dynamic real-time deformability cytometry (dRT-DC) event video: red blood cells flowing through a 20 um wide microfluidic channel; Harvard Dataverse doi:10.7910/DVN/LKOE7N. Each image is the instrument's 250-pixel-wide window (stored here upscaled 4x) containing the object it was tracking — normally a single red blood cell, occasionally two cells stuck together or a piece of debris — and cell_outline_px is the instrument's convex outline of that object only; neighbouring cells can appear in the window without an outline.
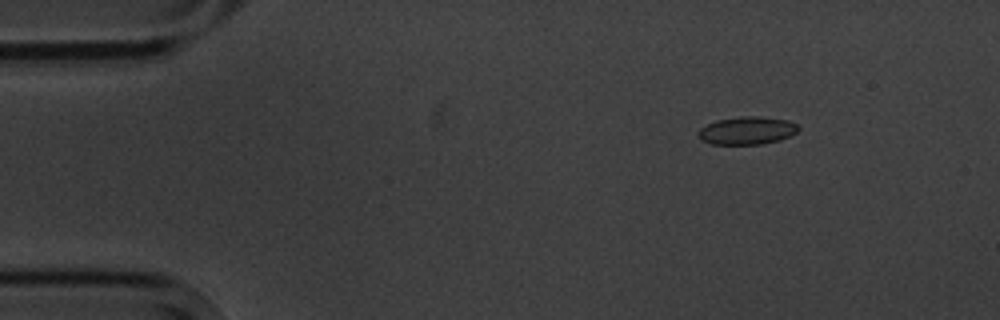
{"species": "common noctule bat (a hibernating species)", "species_latin": "Nyctalus noctula", "temperature_condition": "cold", "stored_images_in_passage": 11, "camera_frame_rate_fps": 3000, "um_per_image_px": 0.085, "animal": {"sex": "male", "body_mass_g": 20.1, "forearm_length_mm": 53.5}, "frame": {"image": 1, "passage_image": 2, "time_ms": 2.0, "image_size_px": [1000, 320], "cell_outline_px": [[800, 128], [796, 132], [780, 140], [760, 144], [712, 144], [700, 140], [696, 132], [700, 128], [716, 120], [740, 116], [756, 116], [788, 120], [796, 124]], "centroid_in_image_um": [63.46, 11.09], "position_along_channel_um": 21.5, "area_um2": 16.24}}
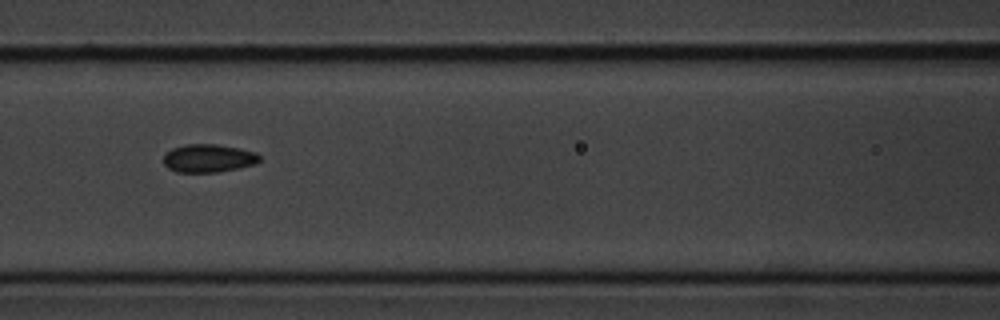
{"frame": {"image": 2, "passage_image": 7, "time_ms": 7.667, "image_size_px": [1000, 320], "cell_outline_px": [[260, 160], [256, 164], [240, 168], [216, 172], [176, 172], [168, 168], [164, 164], [164, 156], [172, 148], [184, 144], [216, 144], [240, 148], [256, 152], [260, 156]], "centroid_in_image_um": [17.74, 13.45], "position_along_channel_um": 148.9, "area_um2": 15.84}}
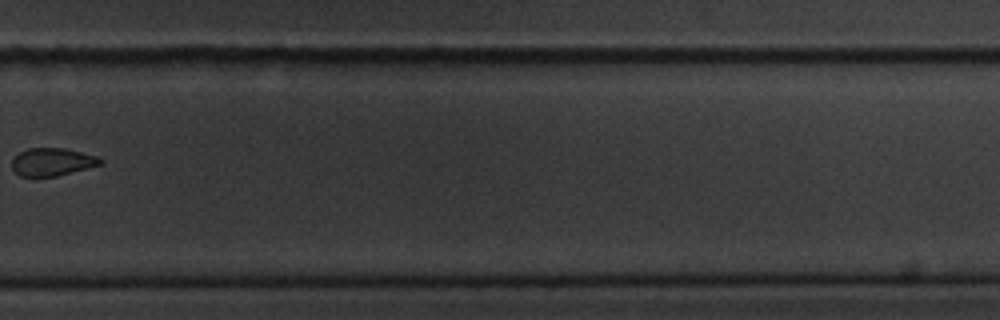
{"frame": {"image": 3, "passage_image": 11, "time_ms": 12.667, "image_size_px": [1000, 320], "cell_outline_px": [[104, 160], [100, 164], [56, 176], [36, 180], [20, 176], [12, 168], [12, 160], [20, 152], [28, 148], [64, 148], [96, 156]], "centroid_in_image_um": [4.36, 13.8], "position_along_channel_um": 325.4, "area_um2": 14.51}}